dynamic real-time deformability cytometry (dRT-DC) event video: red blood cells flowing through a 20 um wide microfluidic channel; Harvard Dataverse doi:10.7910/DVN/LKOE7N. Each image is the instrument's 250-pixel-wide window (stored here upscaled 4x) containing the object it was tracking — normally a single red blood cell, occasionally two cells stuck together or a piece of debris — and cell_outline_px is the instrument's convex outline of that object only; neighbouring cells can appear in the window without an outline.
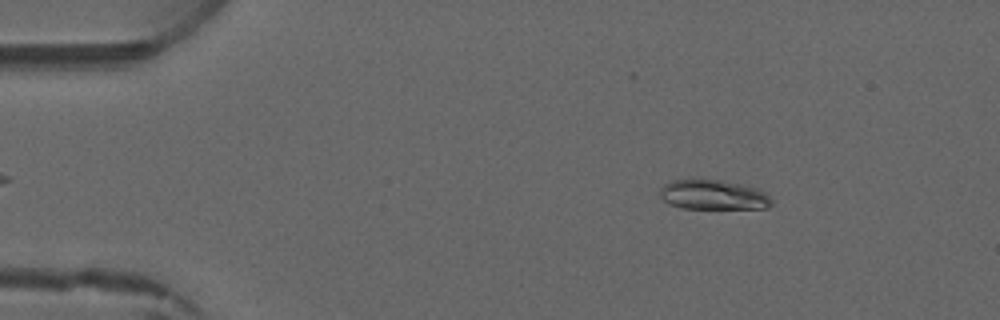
{"species": "common noctule bat (a hibernating species)", "species_latin": "Nyctalus noctula", "temperature_condition": "warm", "stored_images_in_passage": 4, "camera_frame_rate_fps": 3000, "um_per_image_px": 0.085, "animal": {"sex": "male", "forearm_length_mm": 52.5}, "frame": {"image": 1, "passage_image": 1, "time_ms": 0.0, "image_size_px": [1000, 320], "cell_outline_px": [[772, 204], [768, 208], [680, 208], [668, 204], [660, 196], [660, 188], [664, 184], [672, 180], [716, 180], [740, 184], [756, 188], [764, 192], [772, 200]], "centroid_in_image_um": [60.6, 16.57], "position_along_channel_um": 24.4, "area_um2": 19.13}}